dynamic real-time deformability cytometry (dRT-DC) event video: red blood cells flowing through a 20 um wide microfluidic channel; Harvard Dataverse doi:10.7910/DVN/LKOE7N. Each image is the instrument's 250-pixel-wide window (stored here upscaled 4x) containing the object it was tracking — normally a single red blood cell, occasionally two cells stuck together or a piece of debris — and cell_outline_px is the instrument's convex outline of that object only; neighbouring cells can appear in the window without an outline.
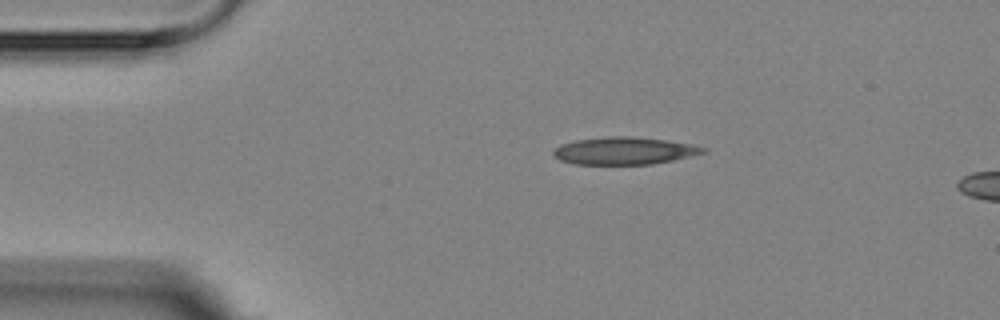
{"species": "Egyptian fruit bat (a non-hibernating species)", "species_latin": "Rousettus aegyptiacus", "temperature_condition": "room temperature", "stored_images_in_passage": 3, "segment_of_instrument_passage": [1, 2], "camera_frame_rate_fps": 3000, "um_per_image_px": 0.085, "animal": {"sex": "female"}, "frame": {"image": 1, "passage_image": 1, "time_ms": 0.0, "image_size_px": [1000, 320], "cell_outline_px": [[708, 152], [672, 160], [652, 164], [576, 164], [560, 160], [552, 156], [552, 152], [560, 144], [576, 140], [608, 136], [632, 136], [664, 140], [692, 144], [708, 148]], "centroid_in_image_um": [53.06, 12.81], "position_along_channel_um": 31.9, "area_um2": 23.93}}